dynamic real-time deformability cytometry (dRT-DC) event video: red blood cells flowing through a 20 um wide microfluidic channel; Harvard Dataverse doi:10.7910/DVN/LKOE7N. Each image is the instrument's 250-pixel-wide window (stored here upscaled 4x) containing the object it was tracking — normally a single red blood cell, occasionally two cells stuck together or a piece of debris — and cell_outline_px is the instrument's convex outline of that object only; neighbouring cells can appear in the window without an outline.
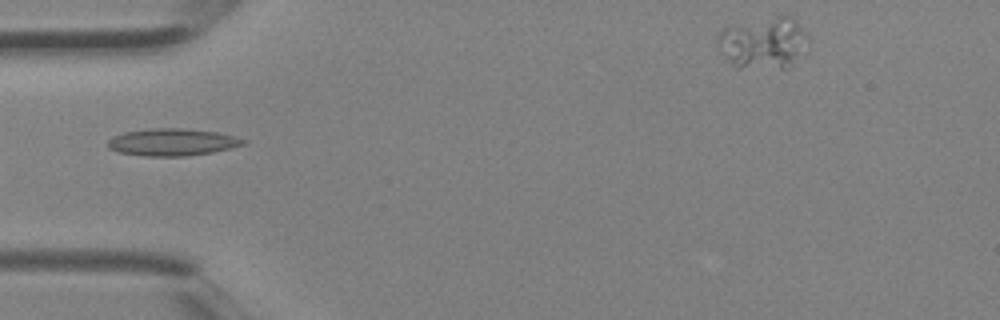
{"species": "Egyptian fruit bat (a non-hibernating species)", "species_latin": "Rousettus aegyptiacus", "temperature_condition": "room temperature", "stored_images_in_passage": 4, "camera_frame_rate_fps": 3000, "um_per_image_px": 0.085, "animal": {"sex": "female"}, "frame": {"image": 1, "passage_image": 4, "time_ms": 1.0, "image_size_px": [1000, 320], "cell_outline_px": [[248, 140], [244, 144], [212, 152], [188, 156], [144, 156], [116, 152], [108, 148], [108, 140], [112, 136], [124, 132], [152, 128], [180, 128], [216, 132]], "centroid_in_image_um": [14.58, 12.09], "position_along_channel_um": 70.4, "area_um2": 21.39}}